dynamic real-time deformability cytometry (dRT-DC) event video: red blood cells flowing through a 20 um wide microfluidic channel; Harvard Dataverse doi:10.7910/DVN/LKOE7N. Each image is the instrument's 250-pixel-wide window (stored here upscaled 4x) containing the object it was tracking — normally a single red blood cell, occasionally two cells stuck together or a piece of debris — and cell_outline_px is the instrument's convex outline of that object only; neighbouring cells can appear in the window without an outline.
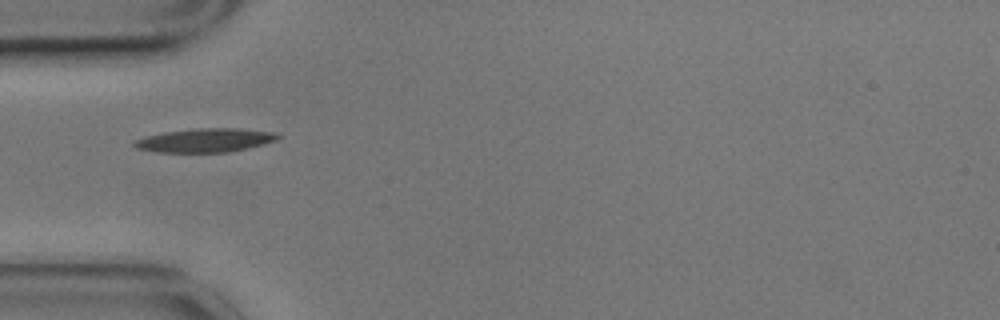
{"species": "common noctule bat (a hibernating species)", "species_latin": "Nyctalus noctula", "temperature_condition": "cold", "stored_images_in_passage": 18, "camera_frame_rate_fps": 3000, "um_per_image_px": 0.085, "animal": {"sex": "male", "body_mass_g": 17.9}, "frame": {"image": 1, "passage_image": 1, "time_ms": 0.0, "image_size_px": [1000, 320], "cell_outline_px": [[280, 136], [276, 140], [264, 144], [248, 148], [228, 152], [156, 152], [136, 148], [132, 144], [132, 140], [144, 136], [164, 132], [196, 128], [236, 128], [280, 132]], "centroid_in_image_um": [17.44, 11.91], "position_along_channel_um": 67.6, "area_um2": 20.11}}
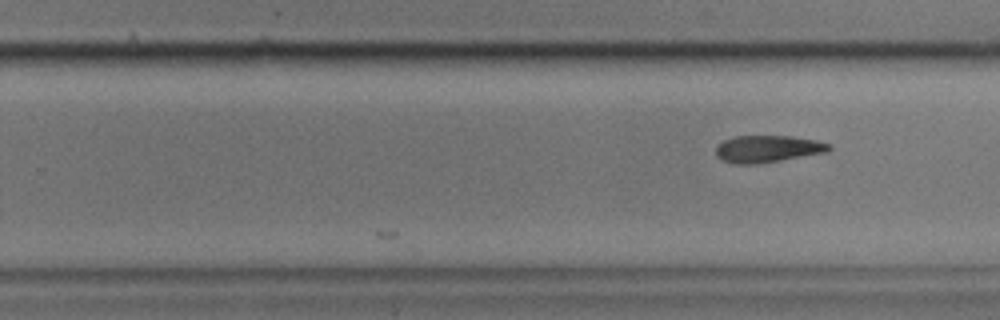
{"frame": {"image": 2, "passage_image": 18, "time_ms": 5.667, "image_size_px": [1000, 320], "cell_outline_px": [[832, 148], [828, 152], [780, 160], [752, 164], [732, 164], [716, 156], [716, 148], [724, 140], [736, 136], [792, 136], [816, 140], [832, 144]], "centroid_in_image_um": [65.29, 12.65], "position_along_channel_um": 264.5, "area_um2": 17.74}}